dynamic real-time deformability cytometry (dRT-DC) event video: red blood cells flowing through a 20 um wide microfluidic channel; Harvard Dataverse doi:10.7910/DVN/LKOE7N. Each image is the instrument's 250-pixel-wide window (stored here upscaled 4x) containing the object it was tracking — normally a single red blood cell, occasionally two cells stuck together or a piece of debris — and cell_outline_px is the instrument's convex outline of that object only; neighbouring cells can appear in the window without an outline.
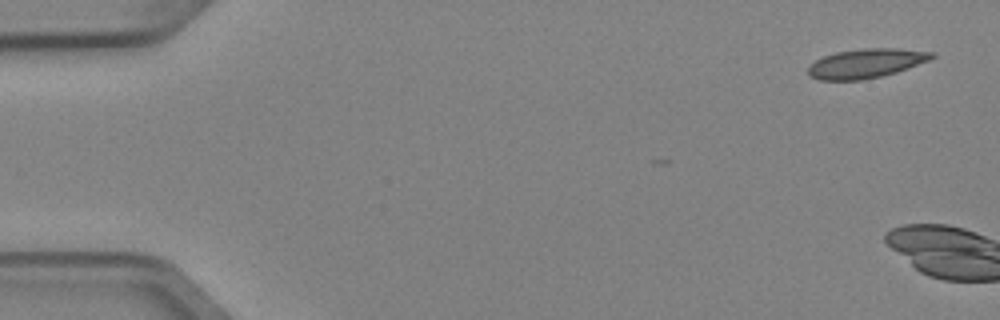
{"species": "Egyptian fruit bat (a non-hibernating species)", "species_latin": "Rousettus aegyptiacus", "temperature_condition": "cold", "stored_images_in_passage": 2, "camera_frame_rate_fps": 3000, "um_per_image_px": 0.085, "animal": {"sex": "female"}, "frame": {"image": 1, "passage_image": 1, "time_ms": 0.0, "image_size_px": [1000, 320], "cell_outline_px": [[936, 56], [928, 60], [908, 68], [896, 72], [880, 76], [860, 80], [816, 80], [808, 76], [808, 68], [816, 60], [824, 56], [836, 52], [864, 48], [896, 48], [936, 52]], "centroid_in_image_um": [73.61, 5.38], "position_along_channel_um": 11.4, "area_um2": 21.04}}